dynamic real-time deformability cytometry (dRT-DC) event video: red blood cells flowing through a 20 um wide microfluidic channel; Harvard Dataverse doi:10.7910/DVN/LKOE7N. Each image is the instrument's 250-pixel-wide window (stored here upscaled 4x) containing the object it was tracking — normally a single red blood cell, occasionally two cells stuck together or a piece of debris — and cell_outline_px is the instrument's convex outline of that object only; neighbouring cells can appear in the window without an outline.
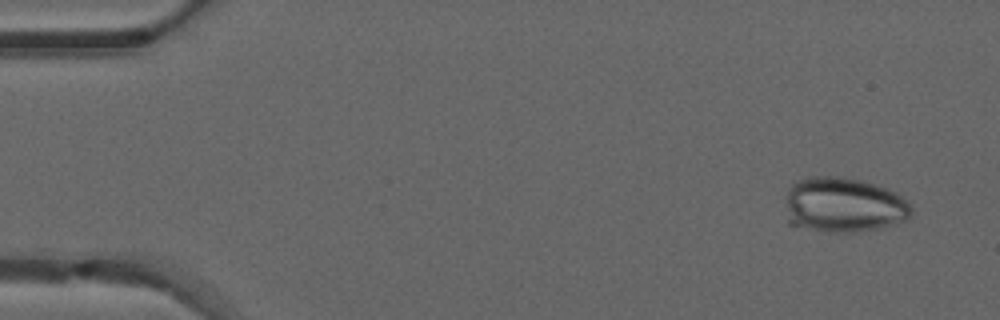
{"species": "common noctule bat (a hibernating species)", "species_latin": "Nyctalus noctula", "temperature_condition": "warm", "stored_images_in_passage": 17, "camera_frame_rate_fps": 3000, "um_per_image_px": 0.085, "animal": {"sex": "male", "forearm_length_mm": 52.5}, "frame": {"image": 1, "passage_image": 3, "time_ms": 0.667, "image_size_px": [1000, 320], "cell_outline_px": [[912, 216], [908, 220], [880, 228], [852, 232], [836, 232], [788, 224], [788, 188], [792, 184], [800, 180], [812, 176], [840, 176], [860, 180], [896, 192], [912, 208]], "centroid_in_image_um": [71.75, 17.42], "position_along_channel_um": 13.3, "area_um2": 39.88}}